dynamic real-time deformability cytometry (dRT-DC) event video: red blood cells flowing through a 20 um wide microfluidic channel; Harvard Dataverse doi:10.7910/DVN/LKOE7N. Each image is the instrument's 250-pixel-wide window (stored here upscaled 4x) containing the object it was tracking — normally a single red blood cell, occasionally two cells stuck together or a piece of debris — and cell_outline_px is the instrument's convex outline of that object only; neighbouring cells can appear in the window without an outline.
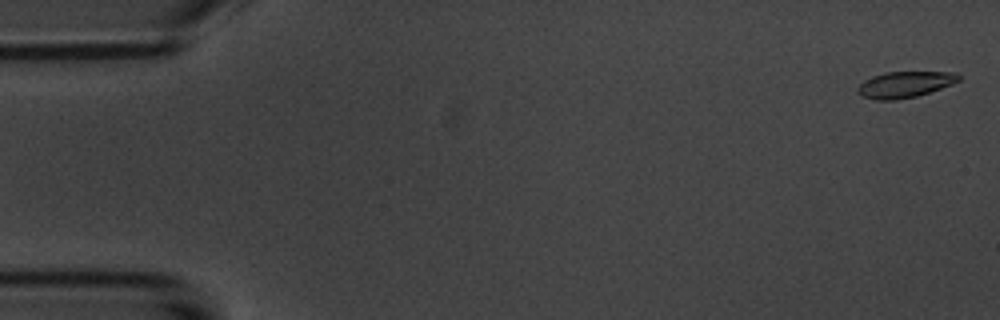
{"species": "common noctule bat (a hibernating species)", "species_latin": "Nyctalus noctula", "temperature_condition": "room temperature", "stored_images_in_passage": 10, "camera_frame_rate_fps": 3000, "um_per_image_px": 0.085, "animal": {"sex": "male", "body_mass_g": 20.1, "forearm_length_mm": 53.5}, "frame": {"image": 1, "passage_image": 1, "time_ms": 0.0, "image_size_px": [1000, 320], "cell_outline_px": [[960, 80], [952, 84], [916, 96], [896, 100], [876, 100], [864, 96], [856, 88], [864, 80], [872, 76], [884, 72], [956, 72], [960, 76]], "centroid_in_image_um": [76.91, 7.17], "position_along_channel_um": 8.1, "area_um2": 15.2}}
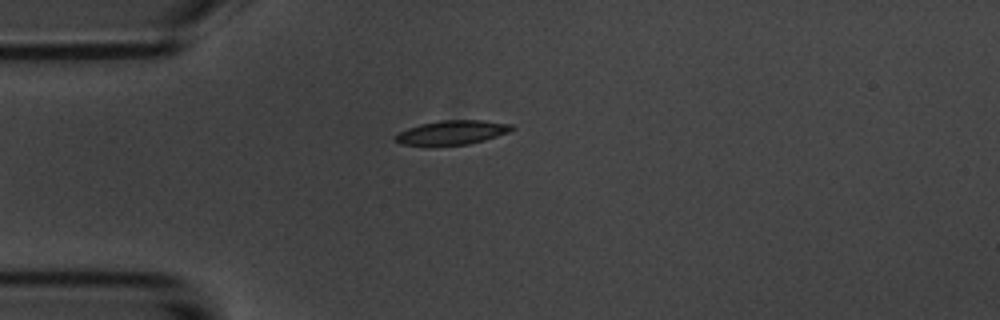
{"frame": {"image": 2, "passage_image": 4, "time_ms": 4.333, "image_size_px": [1000, 320], "cell_outline_px": [[516, 128], [508, 132], [484, 140], [468, 144], [424, 148], [400, 144], [392, 136], [408, 128], [420, 124], [444, 120], [484, 120], [512, 124]], "centroid_in_image_um": [38.36, 11.3], "position_along_channel_um": 46.6, "area_um2": 16.99}}
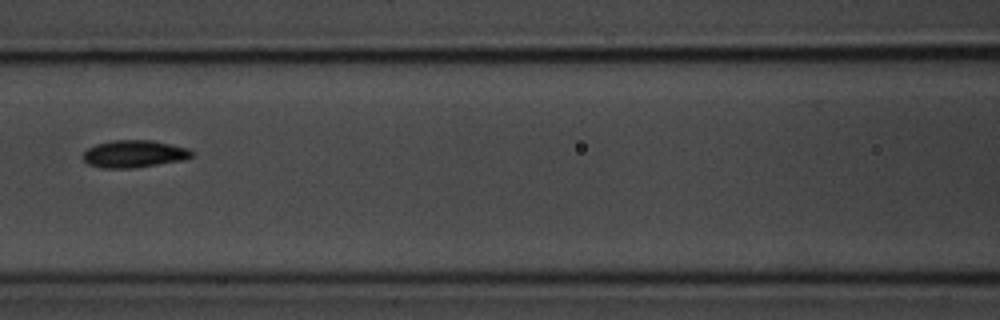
{"frame": {"image": 3, "passage_image": 7, "time_ms": 7.667, "image_size_px": [1000, 320], "cell_outline_px": [[192, 156], [184, 160], [132, 168], [104, 168], [88, 164], [80, 156], [88, 148], [96, 144], [112, 140], [152, 140], [188, 148], [192, 152]], "centroid_in_image_um": [11.37, 13.07], "position_along_channel_um": 155.2, "area_um2": 17.28}}